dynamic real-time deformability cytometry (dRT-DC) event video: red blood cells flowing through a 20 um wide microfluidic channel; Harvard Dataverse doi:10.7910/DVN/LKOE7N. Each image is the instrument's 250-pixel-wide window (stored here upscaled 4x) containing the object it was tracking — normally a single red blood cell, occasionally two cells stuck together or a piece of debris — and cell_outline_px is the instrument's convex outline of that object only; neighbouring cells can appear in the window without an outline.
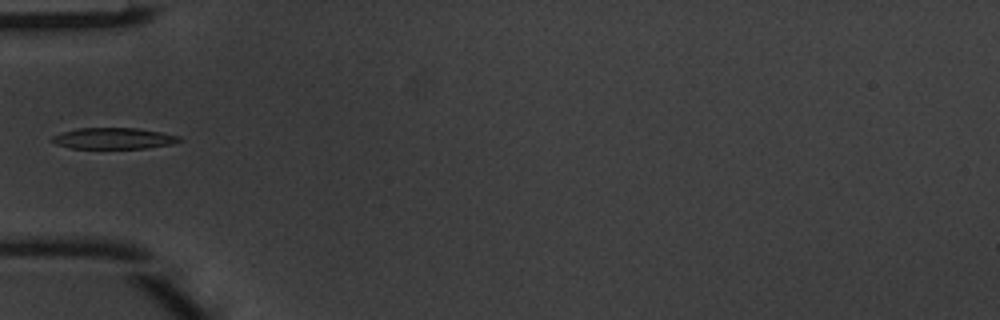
{"species": "common noctule bat (a hibernating species)", "species_latin": "Nyctalus noctula", "temperature_condition": "warm", "stored_images_in_passage": 5, "camera_frame_rate_fps": 3000, "um_per_image_px": 0.085, "animal": {"sex": "male", "body_mass_g": 20.1, "forearm_length_mm": 53.5}, "frame": {"image": 1, "passage_image": 5, "time_ms": 1.333, "image_size_px": [1000, 320], "cell_outline_px": [[184, 140], [172, 144], [148, 148], [72, 148], [56, 144], [48, 140], [52, 136], [60, 132], [76, 128], [136, 128], [160, 132], [180, 136]], "centroid_in_image_um": [9.64, 11.76], "position_along_channel_um": 75.4, "area_um2": 15.84}}